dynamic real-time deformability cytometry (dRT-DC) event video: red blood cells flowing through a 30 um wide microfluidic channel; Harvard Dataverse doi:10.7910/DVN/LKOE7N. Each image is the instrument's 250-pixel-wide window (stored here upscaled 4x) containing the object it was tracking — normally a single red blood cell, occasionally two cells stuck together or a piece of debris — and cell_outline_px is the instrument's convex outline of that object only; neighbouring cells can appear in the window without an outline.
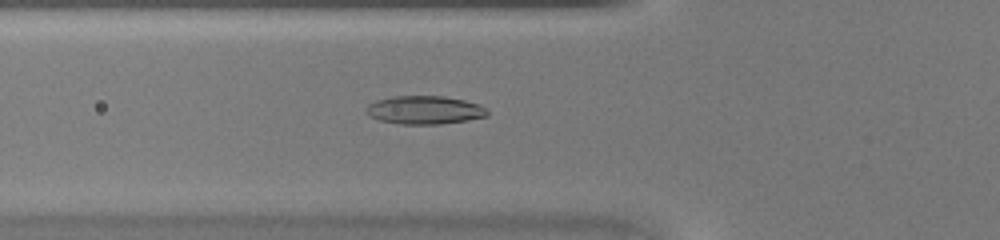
{"species": "common noctule bat (a hibernating species)", "species_latin": "Nyctalus noctula", "temperature_condition": "warm", "stored_images_in_passage": 33, "camera_frame_rate_fps": 3000, "um_per_image_px": 0.085, "animal": {"sex": "female", "body_mass_g": 20.0, "forearm_length_mm": 54.0}, "frame": {"image": 1, "passage_image": 5, "time_ms": 1.333, "image_size_px": [1000, 240], "cell_outline_px": [[488, 116], [468, 120], [440, 124], [400, 124], [380, 120], [368, 116], [364, 112], [364, 108], [368, 104], [376, 100], [392, 96], [444, 96], [464, 100], [480, 104], [488, 108]], "centroid_in_image_um": [36.08, 9.35], "position_along_channel_um": 89.7, "area_um2": 20.29}}
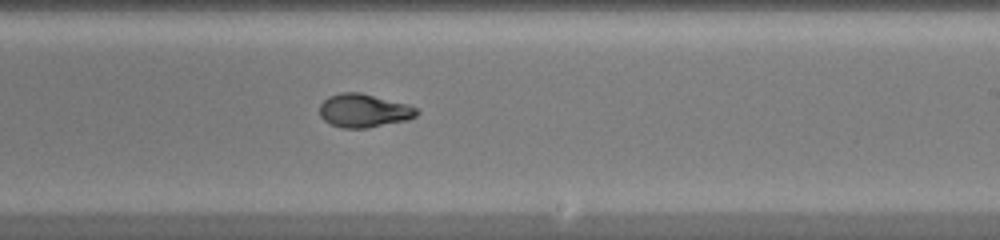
{"frame": {"image": 2, "passage_image": 16, "time_ms": 5.0, "image_size_px": [1000, 240], "cell_outline_px": [[420, 112], [416, 116], [408, 120], [368, 128], [340, 128], [324, 120], [320, 116], [320, 104], [328, 96], [340, 92], [360, 92], [404, 104], [416, 108]], "centroid_in_image_um": [30.9, 9.41], "position_along_channel_um": 258.1, "area_um2": 18.84}}
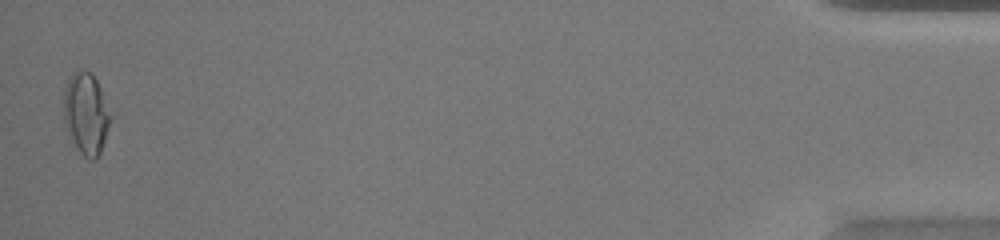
{"frame": {"image": 3, "passage_image": 33, "time_ms": 10.667, "image_size_px": [1000, 240], "cell_outline_px": [[112, 116], [100, 152], [92, 160], [84, 156], [80, 152], [68, 136], [64, 124], [64, 88], [68, 80], [76, 72], [92, 72], [100, 88]], "centroid_in_image_um": [7.3, 9.67], "position_along_channel_um": 427.9, "area_um2": 21.85}}